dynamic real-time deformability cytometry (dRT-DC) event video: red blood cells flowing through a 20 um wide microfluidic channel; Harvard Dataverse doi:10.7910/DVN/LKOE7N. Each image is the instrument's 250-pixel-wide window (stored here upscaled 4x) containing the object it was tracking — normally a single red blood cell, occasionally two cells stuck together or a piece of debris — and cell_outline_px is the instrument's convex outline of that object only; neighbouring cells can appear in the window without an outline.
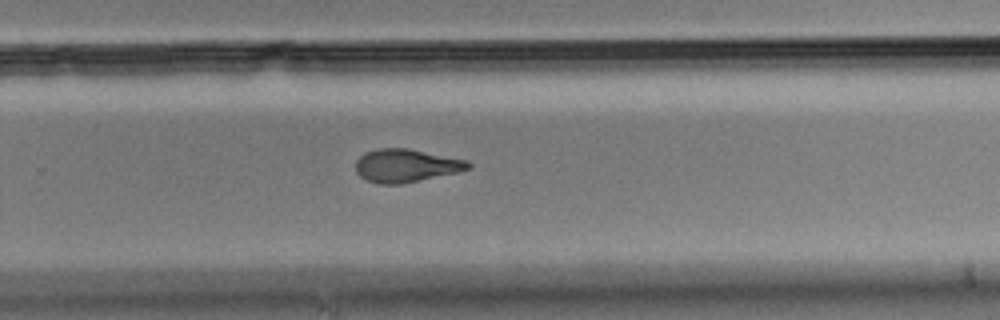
{"species": "Egyptian fruit bat (a non-hibernating species)", "species_latin": "Rousettus aegyptiacus", "temperature_condition": "cold", "stored_images_in_passage": 12, "camera_frame_rate_fps": 3000, "um_per_image_px": 0.085, "animal": {"sex": "male"}, "frame": {"image": 1, "passage_image": 12, "time_ms": 3.667, "image_size_px": [1000, 320], "cell_outline_px": [[472, 168], [456, 172], [400, 184], [380, 184], [368, 180], [360, 176], [356, 172], [356, 160], [360, 156], [376, 148], [408, 148], [468, 160], [472, 164]], "centroid_in_image_um": [34.52, 14.06], "position_along_channel_um": 295.3, "area_um2": 21.56}}